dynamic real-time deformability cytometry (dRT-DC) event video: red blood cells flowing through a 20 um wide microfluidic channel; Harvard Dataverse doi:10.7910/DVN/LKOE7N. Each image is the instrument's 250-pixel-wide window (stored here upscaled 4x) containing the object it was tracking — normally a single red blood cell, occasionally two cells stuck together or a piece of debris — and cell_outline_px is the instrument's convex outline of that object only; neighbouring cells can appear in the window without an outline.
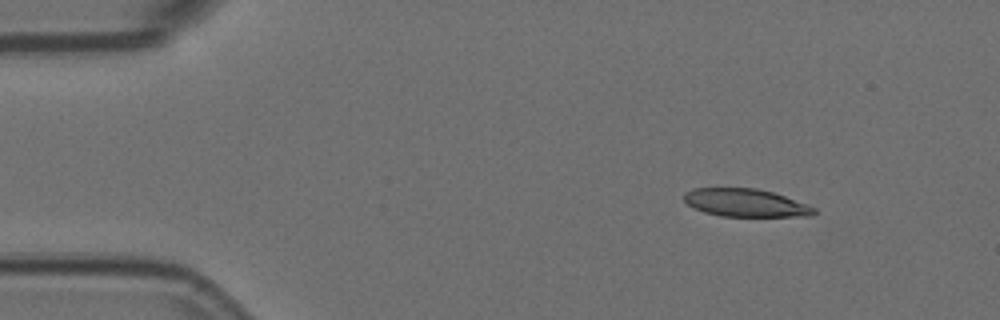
{"species": "Egyptian fruit bat (a non-hibernating species)", "species_latin": "Rousettus aegyptiacus", "temperature_condition": "room temperature", "stored_images_in_passage": 9, "camera_frame_rate_fps": 3000, "um_per_image_px": 0.085, "animal": {"sex": "female"}, "frame": {"image": 1, "passage_image": 2, "time_ms": 0.333, "image_size_px": [1000, 320], "cell_outline_px": [[816, 212], [812, 216], [720, 216], [704, 212], [692, 208], [684, 200], [684, 192], [692, 188], [756, 188], [772, 192], [808, 204], [816, 208]], "centroid_in_image_um": [63.36, 17.24], "position_along_channel_um": 21.6, "area_um2": 21.21}}
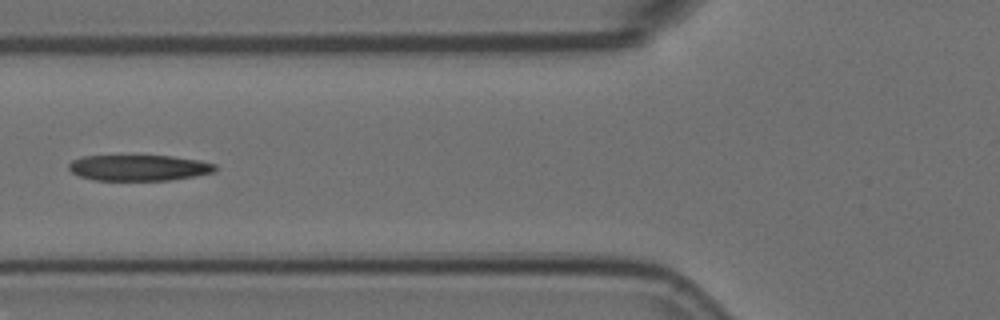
{"frame": {"image": 2, "passage_image": 6, "time_ms": 1.667, "image_size_px": [1000, 320], "cell_outline_px": [[216, 172], [172, 180], [96, 180], [80, 176], [72, 172], [68, 168], [68, 164], [72, 160], [84, 156], [172, 156], [200, 160], [216, 164]], "centroid_in_image_um": [11.84, 14.26], "position_along_channel_um": 114.0, "area_um2": 22.08}}
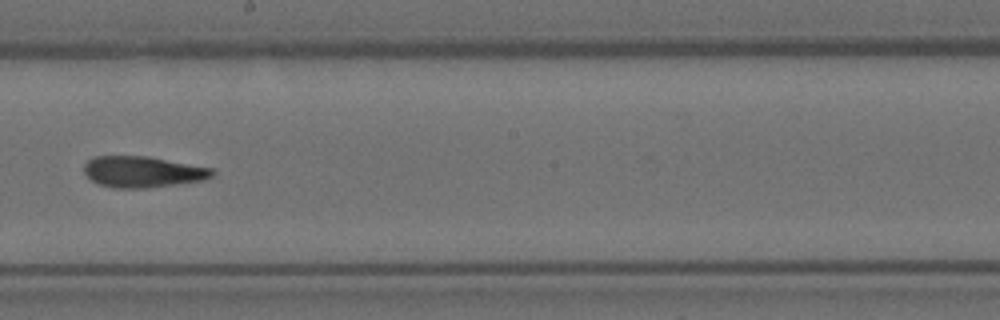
{"frame": {"image": 3, "passage_image": 9, "time_ms": 2.667, "image_size_px": [1000, 320], "cell_outline_px": [[216, 172], [212, 176], [204, 180], [144, 188], [112, 188], [100, 184], [92, 180], [84, 172], [84, 164], [92, 156], [148, 156], [212, 168]], "centroid_in_image_um": [12.12, 14.59], "position_along_channel_um": 236.1, "area_um2": 23.18}}